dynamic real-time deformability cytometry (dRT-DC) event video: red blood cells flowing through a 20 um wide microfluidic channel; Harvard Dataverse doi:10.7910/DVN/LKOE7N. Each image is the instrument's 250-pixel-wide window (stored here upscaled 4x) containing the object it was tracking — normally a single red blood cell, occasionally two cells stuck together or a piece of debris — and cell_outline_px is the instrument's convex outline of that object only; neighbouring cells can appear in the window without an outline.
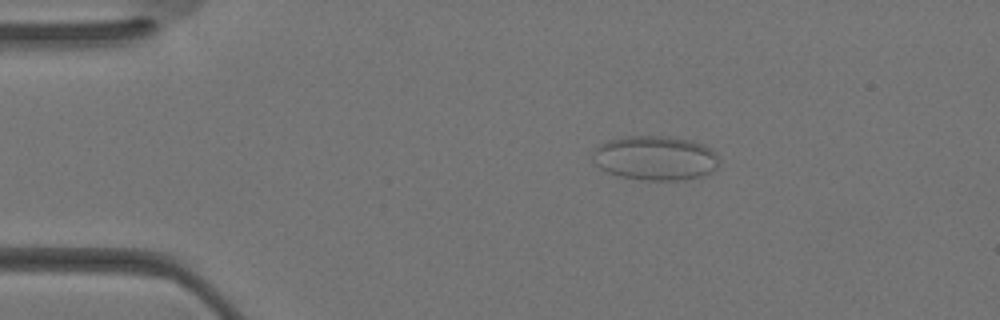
{"species": "Egyptian fruit bat (a non-hibernating species)", "species_latin": "Rousettus aegyptiacus", "temperature_condition": "warm", "stored_images_in_passage": 29, "camera_frame_rate_fps": 3000, "um_per_image_px": 0.085, "animal": {"sex": "female"}, "frame": {"image": 1, "passage_image": 1, "time_ms": 0.0, "image_size_px": [1000, 320], "cell_outline_px": [[716, 168], [712, 172], [700, 176], [684, 180], [640, 180], [620, 176], [608, 172], [592, 164], [592, 152], [600, 144], [608, 140], [624, 136], [668, 136], [688, 140], [704, 144], [716, 152]], "centroid_in_image_um": [55.65, 13.43], "position_along_channel_um": 29.4, "area_um2": 32.89}}
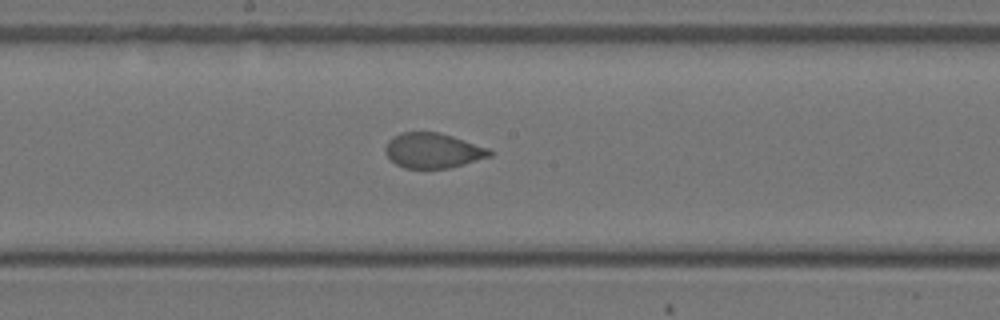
{"frame": {"image": 2, "passage_image": 13, "time_ms": 4.0, "image_size_px": [1000, 320], "cell_outline_px": [[496, 152], [492, 156], [464, 164], [448, 168], [404, 168], [396, 164], [384, 152], [384, 148], [388, 140], [392, 136], [400, 132], [436, 132], [452, 136], [488, 148]], "centroid_in_image_um": [36.79, 12.79], "position_along_channel_um": 211.4, "area_um2": 21.39}}
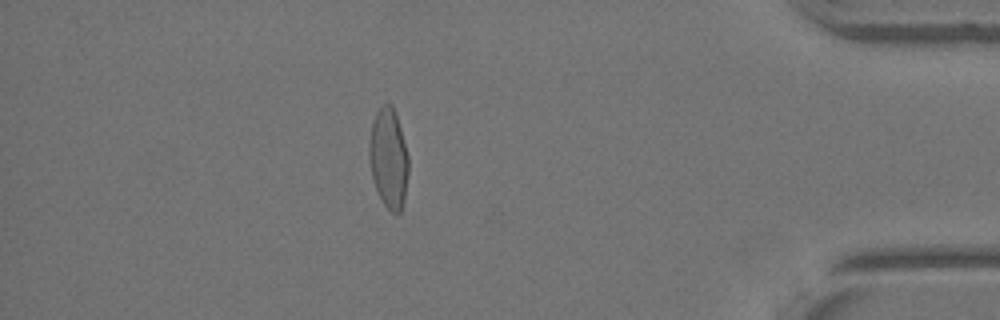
{"frame": {"image": 3, "passage_image": 25, "time_ms": 8.0, "image_size_px": [1000, 320], "cell_outline_px": [[408, 172], [404, 200], [400, 212], [392, 212], [384, 204], [372, 180], [368, 156], [368, 144], [372, 120], [376, 112], [384, 104], [392, 104], [396, 112], [408, 156]], "centroid_in_image_um": [33.01, 13.41], "position_along_channel_um": 402.2, "area_um2": 22.95}}